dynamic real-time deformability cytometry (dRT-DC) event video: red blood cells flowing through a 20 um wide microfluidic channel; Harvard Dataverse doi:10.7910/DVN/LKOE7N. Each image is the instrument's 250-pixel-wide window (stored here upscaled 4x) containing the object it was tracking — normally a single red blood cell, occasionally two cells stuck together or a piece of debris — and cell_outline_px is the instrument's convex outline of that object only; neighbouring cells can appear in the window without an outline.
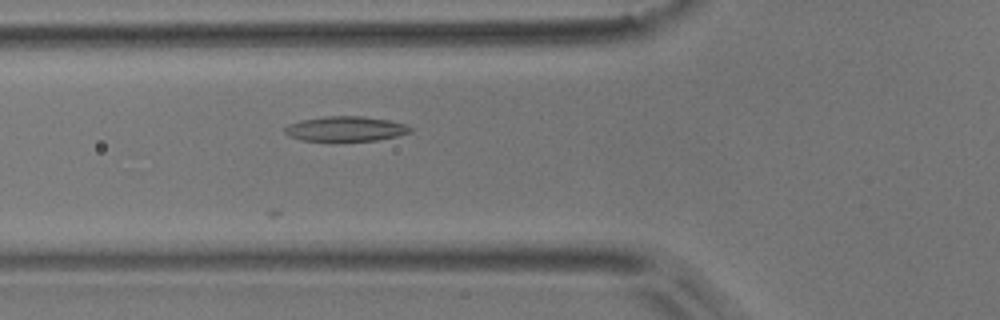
{"species": "common noctule bat (a hibernating species)", "species_latin": "Nyctalus noctula", "temperature_condition": "room temperature", "stored_images_in_passage": 3, "camera_frame_rate_fps": 3000, "um_per_image_px": 0.085, "animal": {"sex": "male", "body_mass_g": 17.9}, "frame": {"image": 1, "passage_image": 3, "time_ms": 0.667, "image_size_px": [1000, 320], "cell_outline_px": [[412, 132], [396, 136], [376, 140], [300, 140], [288, 136], [284, 132], [284, 128], [288, 124], [300, 120], [324, 116], [360, 116], [388, 120], [408, 124], [412, 128]], "centroid_in_image_um": [29.37, 10.93], "position_along_channel_um": 96.4, "area_um2": 18.15}}